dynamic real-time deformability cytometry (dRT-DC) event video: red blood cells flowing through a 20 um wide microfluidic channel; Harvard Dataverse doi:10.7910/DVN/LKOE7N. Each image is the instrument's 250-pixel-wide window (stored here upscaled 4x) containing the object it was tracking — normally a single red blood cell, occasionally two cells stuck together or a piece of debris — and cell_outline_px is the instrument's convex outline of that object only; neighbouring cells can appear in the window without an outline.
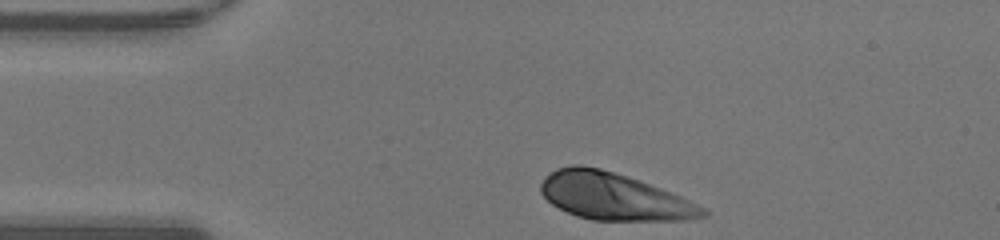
{"species": "human", "species_latin": "Homo sapiens", "temperature_condition": "warm", "stored_images_in_passage": 30, "camera_frame_rate_fps": 3000, "um_per_image_px": 0.085, "donor": {"sex": "male"}, "frame": {"image": 1, "passage_image": 1, "time_ms": 0.0, "image_size_px": [1000, 240], "cell_outline_px": [[708, 216], [684, 220], [592, 220], [576, 216], [552, 204], [540, 192], [540, 184], [556, 168], [572, 164], [580, 164], [600, 168], [660, 188], [680, 196], [704, 208], [708, 212]], "centroid_in_image_um": [52.15, 16.7], "position_along_channel_um": 32.8, "area_um2": 43.81}}
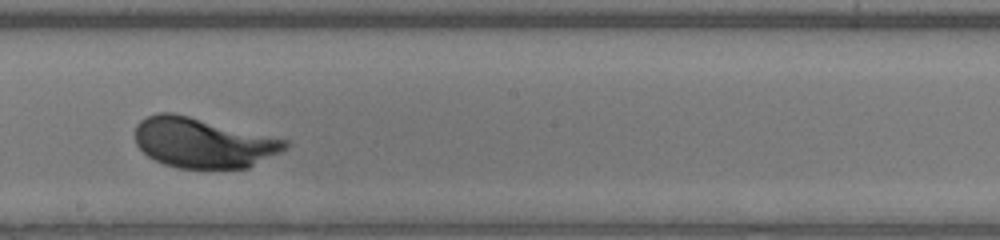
{"frame": {"image": 2, "passage_image": 18, "time_ms": 5.667, "image_size_px": [1000, 240], "cell_outline_px": [[288, 148], [248, 168], [176, 168], [164, 164], [148, 156], [136, 144], [136, 124], [140, 120], [156, 112], [172, 112], [288, 140]], "centroid_in_image_um": [17.25, 12.13], "position_along_channel_um": 231.0, "area_um2": 43.47}}
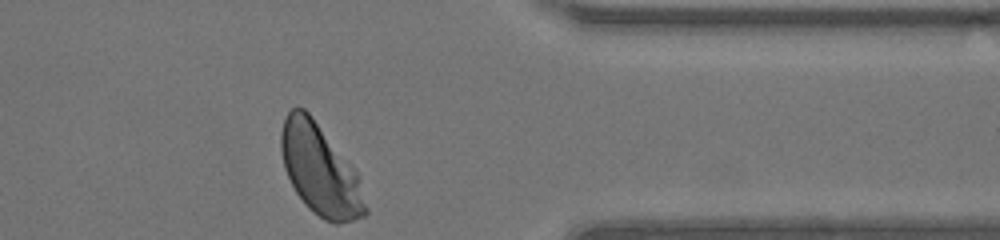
{"frame": {"image": 3, "passage_image": 30, "time_ms": 9.667, "image_size_px": [1000, 240], "cell_outline_px": [[368, 212], [364, 216], [352, 220], [336, 224], [324, 220], [308, 208], [304, 204], [296, 192], [284, 168], [280, 148], [280, 132], [284, 116], [292, 108], [304, 108], [312, 116], [356, 172], [368, 208]], "centroid_in_image_um": [27.18, 14.45], "position_along_channel_um": 384.2, "area_um2": 44.16}, "authors_computed_cell_mechanics": {"area_um2": 43.6968, "velocity_mm_per_s": 4.2483, "shape_relaxation_time_tau1_ms": 1.7936, "shape_relaxation_time_tau2_ms": null, "deformation_change_tau1": 0.1515, "deformation_change_tau2": null}}